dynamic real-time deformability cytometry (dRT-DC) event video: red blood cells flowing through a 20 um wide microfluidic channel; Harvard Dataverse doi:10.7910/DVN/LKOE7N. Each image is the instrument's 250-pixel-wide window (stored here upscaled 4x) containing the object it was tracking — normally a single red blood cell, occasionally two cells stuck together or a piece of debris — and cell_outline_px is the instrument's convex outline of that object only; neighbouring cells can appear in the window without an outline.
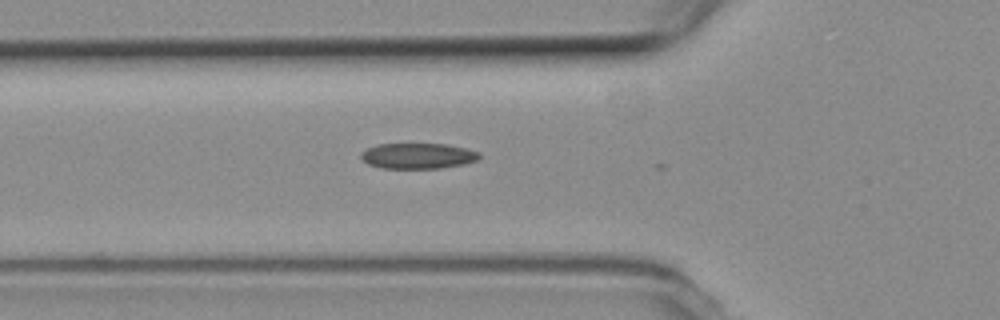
{"species": "common noctule bat (a hibernating species)", "species_latin": "Nyctalus noctula", "temperature_condition": "room temperature", "stored_images_in_passage": 29, "camera_frame_rate_fps": 3000, "um_per_image_px": 0.085, "animal": {"sex": "female", "body_mass_g": 19.3, "forearm_length_mm": 54.1}, "frame": {"image": 1, "passage_image": 3, "time_ms": 0.667, "image_size_px": [1000, 320], "cell_outline_px": [[480, 156], [476, 160], [464, 164], [440, 168], [380, 168], [368, 164], [360, 156], [360, 152], [376, 144], [448, 144], [480, 152]], "centroid_in_image_um": [35.5, 13.25], "position_along_channel_um": 90.3, "area_um2": 17.63}}
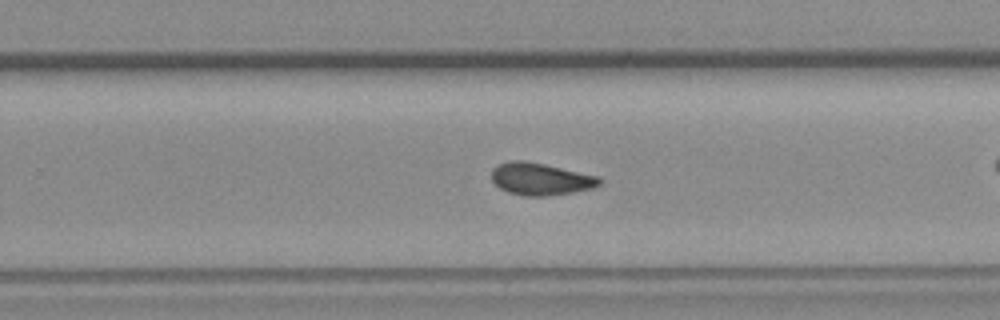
{"frame": {"image": 2, "passage_image": 15, "time_ms": 4.667, "image_size_px": [1000, 320], "cell_outline_px": [[604, 180], [600, 184], [592, 188], [572, 192], [544, 196], [524, 196], [508, 192], [500, 188], [492, 180], [492, 168], [508, 160], [524, 160], [544, 164], [600, 176]], "centroid_in_image_um": [45.96, 15.21], "position_along_channel_um": 283.8, "area_um2": 20.29}}
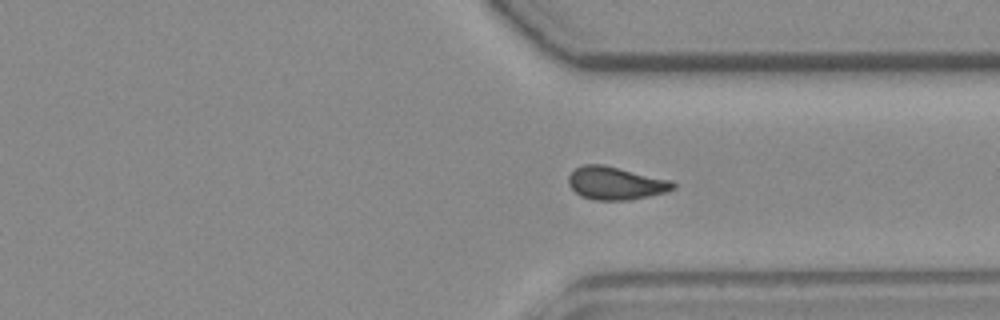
{"frame": {"image": 3, "passage_image": 21, "time_ms": 6.667, "image_size_px": [1000, 320], "cell_outline_px": [[676, 188], [668, 192], [628, 200], [596, 200], [580, 196], [568, 184], [568, 176], [576, 168], [584, 164], [604, 164], [672, 180], [676, 184]], "centroid_in_image_um": [52.36, 15.57], "position_along_channel_um": 359.0, "area_um2": 20.23}, "authors_computed_cell_mechanics": {"area_um2": 19.5942, "velocity_mm_per_s": 3.7429, "shape_relaxation_time_tau1_ms": 2.3973, "shape_relaxation_time_tau2_ms": 1.3984, "deformation_change_tau1": 0.0938, "deformation_change_tau2": 0.0726}}